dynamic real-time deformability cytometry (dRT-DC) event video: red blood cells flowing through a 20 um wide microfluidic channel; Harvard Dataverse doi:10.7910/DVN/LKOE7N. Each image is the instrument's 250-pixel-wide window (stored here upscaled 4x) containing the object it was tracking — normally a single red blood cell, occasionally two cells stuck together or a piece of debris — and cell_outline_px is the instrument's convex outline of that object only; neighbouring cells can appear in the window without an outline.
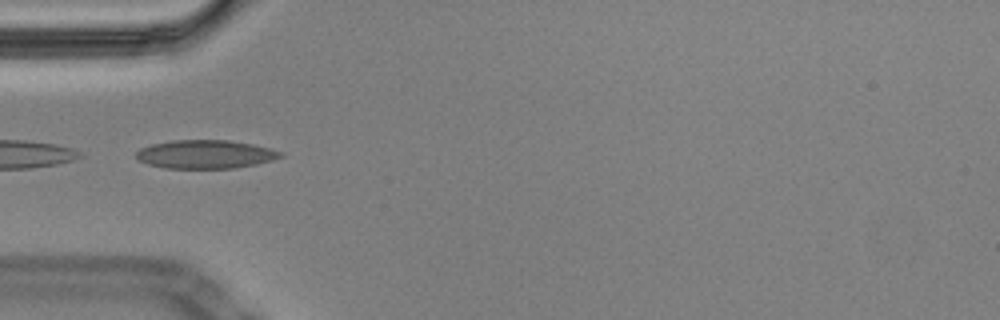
{"species": "Egyptian fruit bat (a non-hibernating species)", "species_latin": "Rousettus aegyptiacus", "temperature_condition": "cold", "stored_images_in_passage": 22, "camera_frame_rate_fps": 3000, "um_per_image_px": 0.085, "animal": {"sex": "male"}, "frame": {"image": 1, "passage_image": 17, "time_ms": 5.333, "image_size_px": [1000, 320], "cell_outline_px": [[284, 156], [272, 160], [256, 164], [232, 168], [164, 168], [148, 164], [136, 160], [136, 152], [140, 148], [152, 144], [172, 140], [228, 140], [252, 144], [284, 152]], "centroid_in_image_um": [17.44, 13.11], "position_along_channel_um": 67.6, "area_um2": 23.99}}